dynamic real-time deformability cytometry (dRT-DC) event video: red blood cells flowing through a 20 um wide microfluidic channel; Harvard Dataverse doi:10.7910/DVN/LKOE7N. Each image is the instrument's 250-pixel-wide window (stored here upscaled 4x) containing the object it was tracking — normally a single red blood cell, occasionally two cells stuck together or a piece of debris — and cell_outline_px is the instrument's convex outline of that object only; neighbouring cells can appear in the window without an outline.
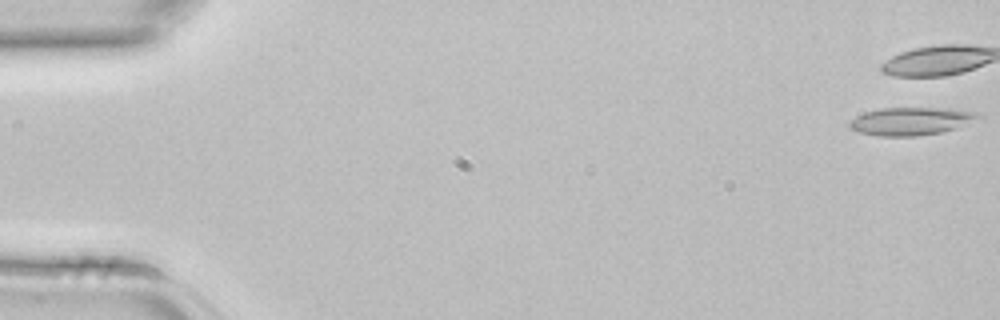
{"species": "common noctule bat (a hibernating species)", "species_latin": "Nyctalus noctula", "temperature_condition": "room temperature", "stored_images_in_passage": 5, "camera_frame_rate_fps": 3000, "um_per_image_px": 0.085, "animal": {"sex": "female", "body_mass_g": 22.7, "forearm_length_mm": 54.2}, "frame": {"image": 1, "passage_image": 1, "time_ms": 0.0, "image_size_px": [1000, 320], "cell_outline_px": [[984, 116], [956, 128], [940, 132], [916, 136], [876, 136], [860, 132], [852, 128], [848, 124], [848, 120], [864, 112], [880, 108], [948, 108], [976, 112]], "centroid_in_image_um": [77.41, 10.29], "position_along_channel_um": 7.6, "area_um2": 20.87}}